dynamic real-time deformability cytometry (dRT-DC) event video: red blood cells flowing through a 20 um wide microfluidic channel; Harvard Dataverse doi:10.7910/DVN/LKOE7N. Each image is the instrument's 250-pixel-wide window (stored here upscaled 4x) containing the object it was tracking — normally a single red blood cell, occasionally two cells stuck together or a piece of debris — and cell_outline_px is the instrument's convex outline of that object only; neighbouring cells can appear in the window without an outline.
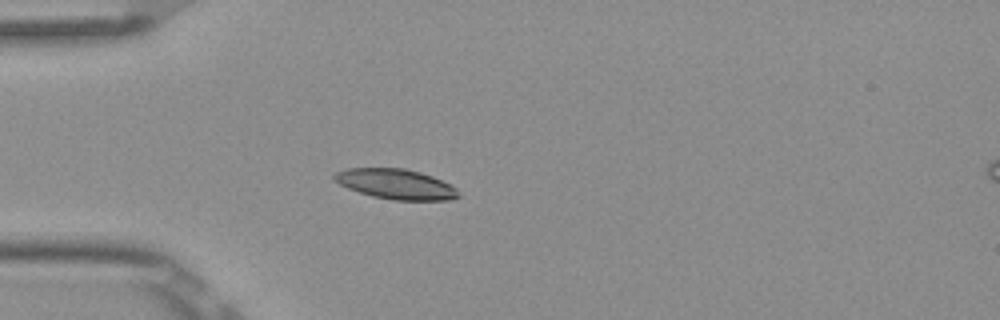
{"species": "Egyptian fruit bat (a non-hibernating species)", "species_latin": "Rousettus aegyptiacus", "temperature_condition": "room temperature", "stored_images_in_passage": 2, "camera_frame_rate_fps": 3000, "um_per_image_px": 0.085, "frame": {"image": 1, "passage_image": 1, "time_ms": 0.0, "image_size_px": [1000, 320], "cell_outline_px": [[460, 196], [448, 200], [392, 200], [372, 196], [348, 188], [332, 180], [332, 176], [336, 172], [348, 168], [408, 168], [432, 176], [456, 188]], "centroid_in_image_um": [33.62, 15.64], "position_along_channel_um": 51.4, "area_um2": 21.73}}